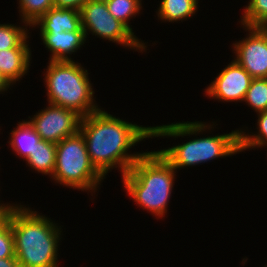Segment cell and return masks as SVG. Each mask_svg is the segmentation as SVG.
Returning <instances> with one entry per match:
<instances>
[{"label":"cell","instance_id":"cell-10","mask_svg":"<svg viewBox=\"0 0 267 267\" xmlns=\"http://www.w3.org/2000/svg\"><path fill=\"white\" fill-rule=\"evenodd\" d=\"M252 77L235 60L221 70L205 88V96L218 102H243Z\"/></svg>","mask_w":267,"mask_h":267},{"label":"cell","instance_id":"cell-19","mask_svg":"<svg viewBox=\"0 0 267 267\" xmlns=\"http://www.w3.org/2000/svg\"><path fill=\"white\" fill-rule=\"evenodd\" d=\"M257 131L256 132H245L246 129H240V152L245 150L262 148L267 145V110L264 112L257 113ZM244 130V131H243Z\"/></svg>","mask_w":267,"mask_h":267},{"label":"cell","instance_id":"cell-1","mask_svg":"<svg viewBox=\"0 0 267 267\" xmlns=\"http://www.w3.org/2000/svg\"><path fill=\"white\" fill-rule=\"evenodd\" d=\"M102 109L82 117L79 131L84 136L92 165L104 178L115 168L121 172V177L127 173L144 153L130 152L141 141L154 137H174L176 140L178 137L197 136L216 128V122L202 121L146 127L120 119Z\"/></svg>","mask_w":267,"mask_h":267},{"label":"cell","instance_id":"cell-16","mask_svg":"<svg viewBox=\"0 0 267 267\" xmlns=\"http://www.w3.org/2000/svg\"><path fill=\"white\" fill-rule=\"evenodd\" d=\"M56 143L40 140L35 149L30 152L25 160L28 167L36 173L52 177L55 168Z\"/></svg>","mask_w":267,"mask_h":267},{"label":"cell","instance_id":"cell-24","mask_svg":"<svg viewBox=\"0 0 267 267\" xmlns=\"http://www.w3.org/2000/svg\"><path fill=\"white\" fill-rule=\"evenodd\" d=\"M88 0H54V7L56 8H67V9H75L80 11L82 6Z\"/></svg>","mask_w":267,"mask_h":267},{"label":"cell","instance_id":"cell-7","mask_svg":"<svg viewBox=\"0 0 267 267\" xmlns=\"http://www.w3.org/2000/svg\"><path fill=\"white\" fill-rule=\"evenodd\" d=\"M86 40L89 34L139 53L147 51L146 42L134 35L123 23L114 18L106 2L88 0L80 10Z\"/></svg>","mask_w":267,"mask_h":267},{"label":"cell","instance_id":"cell-2","mask_svg":"<svg viewBox=\"0 0 267 267\" xmlns=\"http://www.w3.org/2000/svg\"><path fill=\"white\" fill-rule=\"evenodd\" d=\"M34 210L11 203L4 213L11 223L15 257L21 267H58L62 227Z\"/></svg>","mask_w":267,"mask_h":267},{"label":"cell","instance_id":"cell-17","mask_svg":"<svg viewBox=\"0 0 267 267\" xmlns=\"http://www.w3.org/2000/svg\"><path fill=\"white\" fill-rule=\"evenodd\" d=\"M22 25H14L10 23H0V50L10 48H31L29 47L30 26L21 22ZM29 27V30L28 28Z\"/></svg>","mask_w":267,"mask_h":267},{"label":"cell","instance_id":"cell-25","mask_svg":"<svg viewBox=\"0 0 267 267\" xmlns=\"http://www.w3.org/2000/svg\"><path fill=\"white\" fill-rule=\"evenodd\" d=\"M0 267H21L16 258H0Z\"/></svg>","mask_w":267,"mask_h":267},{"label":"cell","instance_id":"cell-5","mask_svg":"<svg viewBox=\"0 0 267 267\" xmlns=\"http://www.w3.org/2000/svg\"><path fill=\"white\" fill-rule=\"evenodd\" d=\"M50 179L70 189L90 192L92 196L106 179L92 165L80 131L56 144L55 168Z\"/></svg>","mask_w":267,"mask_h":267},{"label":"cell","instance_id":"cell-12","mask_svg":"<svg viewBox=\"0 0 267 267\" xmlns=\"http://www.w3.org/2000/svg\"><path fill=\"white\" fill-rule=\"evenodd\" d=\"M39 28L40 32L84 31L80 11L67 8H50L30 28Z\"/></svg>","mask_w":267,"mask_h":267},{"label":"cell","instance_id":"cell-26","mask_svg":"<svg viewBox=\"0 0 267 267\" xmlns=\"http://www.w3.org/2000/svg\"><path fill=\"white\" fill-rule=\"evenodd\" d=\"M12 85L5 79V77L0 73V94H4L5 92L11 90Z\"/></svg>","mask_w":267,"mask_h":267},{"label":"cell","instance_id":"cell-15","mask_svg":"<svg viewBox=\"0 0 267 267\" xmlns=\"http://www.w3.org/2000/svg\"><path fill=\"white\" fill-rule=\"evenodd\" d=\"M198 3L199 0H161L155 12L161 22H183L198 12Z\"/></svg>","mask_w":267,"mask_h":267},{"label":"cell","instance_id":"cell-23","mask_svg":"<svg viewBox=\"0 0 267 267\" xmlns=\"http://www.w3.org/2000/svg\"><path fill=\"white\" fill-rule=\"evenodd\" d=\"M0 258H16L11 223L5 215L0 216Z\"/></svg>","mask_w":267,"mask_h":267},{"label":"cell","instance_id":"cell-21","mask_svg":"<svg viewBox=\"0 0 267 267\" xmlns=\"http://www.w3.org/2000/svg\"><path fill=\"white\" fill-rule=\"evenodd\" d=\"M19 18L21 22L31 26L50 8L54 7V0H17Z\"/></svg>","mask_w":267,"mask_h":267},{"label":"cell","instance_id":"cell-14","mask_svg":"<svg viewBox=\"0 0 267 267\" xmlns=\"http://www.w3.org/2000/svg\"><path fill=\"white\" fill-rule=\"evenodd\" d=\"M9 146L15 155L23 158V161L29 157L36 143L41 140L39 134L35 131L28 120H22L17 123L16 127L9 133Z\"/></svg>","mask_w":267,"mask_h":267},{"label":"cell","instance_id":"cell-22","mask_svg":"<svg viewBox=\"0 0 267 267\" xmlns=\"http://www.w3.org/2000/svg\"><path fill=\"white\" fill-rule=\"evenodd\" d=\"M256 113L267 110V78L252 79L244 101Z\"/></svg>","mask_w":267,"mask_h":267},{"label":"cell","instance_id":"cell-20","mask_svg":"<svg viewBox=\"0 0 267 267\" xmlns=\"http://www.w3.org/2000/svg\"><path fill=\"white\" fill-rule=\"evenodd\" d=\"M240 16V25L267 27V0H249Z\"/></svg>","mask_w":267,"mask_h":267},{"label":"cell","instance_id":"cell-18","mask_svg":"<svg viewBox=\"0 0 267 267\" xmlns=\"http://www.w3.org/2000/svg\"><path fill=\"white\" fill-rule=\"evenodd\" d=\"M106 4L110 14L135 35L130 20L140 14L143 8L142 0H109Z\"/></svg>","mask_w":267,"mask_h":267},{"label":"cell","instance_id":"cell-28","mask_svg":"<svg viewBox=\"0 0 267 267\" xmlns=\"http://www.w3.org/2000/svg\"><path fill=\"white\" fill-rule=\"evenodd\" d=\"M91 1H96V2H108L109 0H91Z\"/></svg>","mask_w":267,"mask_h":267},{"label":"cell","instance_id":"cell-11","mask_svg":"<svg viewBox=\"0 0 267 267\" xmlns=\"http://www.w3.org/2000/svg\"><path fill=\"white\" fill-rule=\"evenodd\" d=\"M39 33L46 50L51 53L50 61H73L70 55H75L87 43L84 31Z\"/></svg>","mask_w":267,"mask_h":267},{"label":"cell","instance_id":"cell-3","mask_svg":"<svg viewBox=\"0 0 267 267\" xmlns=\"http://www.w3.org/2000/svg\"><path fill=\"white\" fill-rule=\"evenodd\" d=\"M177 171L157 151L144 152L122 176L126 194L155 219L167 214Z\"/></svg>","mask_w":267,"mask_h":267},{"label":"cell","instance_id":"cell-6","mask_svg":"<svg viewBox=\"0 0 267 267\" xmlns=\"http://www.w3.org/2000/svg\"><path fill=\"white\" fill-rule=\"evenodd\" d=\"M167 148L158 151L176 171L193 167L219 157L225 158L240 153V129L221 135L196 137Z\"/></svg>","mask_w":267,"mask_h":267},{"label":"cell","instance_id":"cell-9","mask_svg":"<svg viewBox=\"0 0 267 267\" xmlns=\"http://www.w3.org/2000/svg\"><path fill=\"white\" fill-rule=\"evenodd\" d=\"M246 37L231 46L235 60L253 79L267 78V28L246 27Z\"/></svg>","mask_w":267,"mask_h":267},{"label":"cell","instance_id":"cell-13","mask_svg":"<svg viewBox=\"0 0 267 267\" xmlns=\"http://www.w3.org/2000/svg\"><path fill=\"white\" fill-rule=\"evenodd\" d=\"M31 52V48L0 50V73L11 85H16L27 75L32 63Z\"/></svg>","mask_w":267,"mask_h":267},{"label":"cell","instance_id":"cell-8","mask_svg":"<svg viewBox=\"0 0 267 267\" xmlns=\"http://www.w3.org/2000/svg\"><path fill=\"white\" fill-rule=\"evenodd\" d=\"M28 122L44 141L59 143L79 131L81 116L75 111L48 103Z\"/></svg>","mask_w":267,"mask_h":267},{"label":"cell","instance_id":"cell-4","mask_svg":"<svg viewBox=\"0 0 267 267\" xmlns=\"http://www.w3.org/2000/svg\"><path fill=\"white\" fill-rule=\"evenodd\" d=\"M44 73L47 101L75 111L81 117L101 108L95 101L88 70L77 61H50Z\"/></svg>","mask_w":267,"mask_h":267},{"label":"cell","instance_id":"cell-27","mask_svg":"<svg viewBox=\"0 0 267 267\" xmlns=\"http://www.w3.org/2000/svg\"><path fill=\"white\" fill-rule=\"evenodd\" d=\"M4 201H0V216L4 215L7 207L9 206L10 203H2Z\"/></svg>","mask_w":267,"mask_h":267}]
</instances>
